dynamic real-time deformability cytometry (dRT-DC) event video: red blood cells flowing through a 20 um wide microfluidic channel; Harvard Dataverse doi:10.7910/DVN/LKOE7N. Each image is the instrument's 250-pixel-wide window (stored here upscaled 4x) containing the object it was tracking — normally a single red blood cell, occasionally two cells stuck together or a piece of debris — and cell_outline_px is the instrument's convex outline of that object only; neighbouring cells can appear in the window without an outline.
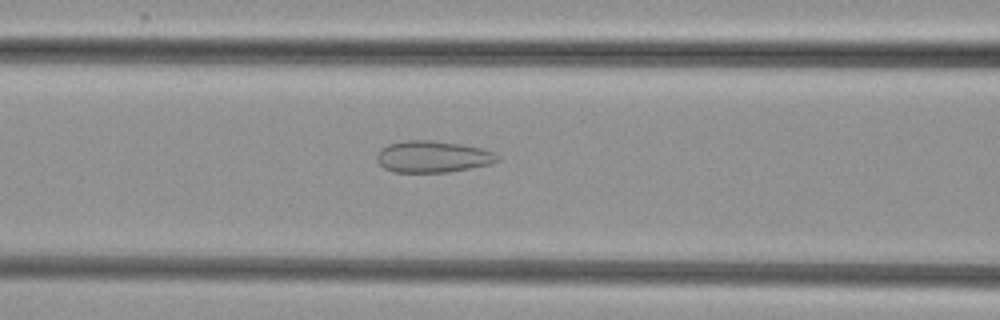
{"species": "common noctule bat (a hibernating species)", "species_latin": "Nyctalus noctula", "temperature_condition": "cold", "stored_images_in_passage": 29, "camera_frame_rate_fps": 3000, "um_per_image_px": 0.085, "animal": {"sex": "female", "body_mass_g": 29.2, "forearm_length_mm": 56.3}, "frame": {"image": 1, "passage_image": 7, "time_ms": 2.0, "image_size_px": [1000, 320], "cell_outline_px": [[500, 160], [488, 164], [448, 172], [392, 172], [384, 168], [376, 160], [376, 156], [380, 148], [388, 144], [404, 140], [432, 140], [460, 144], [480, 148], [496, 152], [500, 156]], "centroid_in_image_um": [36.75, 13.31], "position_along_channel_um": 129.8, "area_um2": 22.31}}
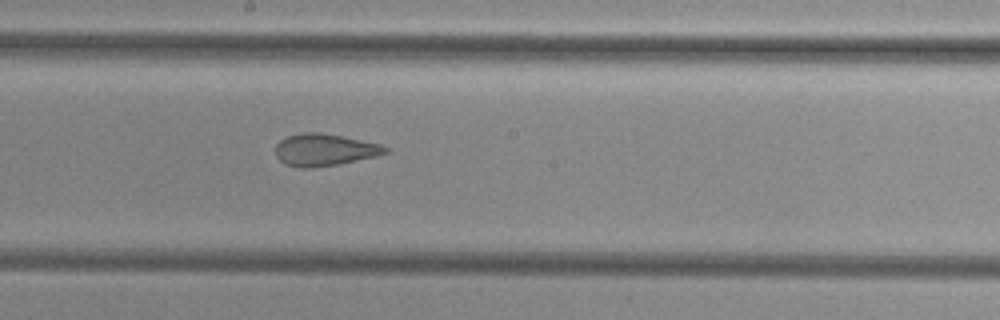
{"frame": {"image": 2, "passage_image": 14, "time_ms": 4.333, "image_size_px": [1000, 320], "cell_outline_px": [[388, 152], [376, 156], [336, 164], [312, 168], [300, 168], [284, 164], [276, 156], [276, 144], [280, 140], [288, 136], [300, 132], [320, 132], [380, 144], [388, 148]], "centroid_in_image_um": [27.53, 12.73], "position_along_channel_um": 220.7, "area_um2": 20.35}}
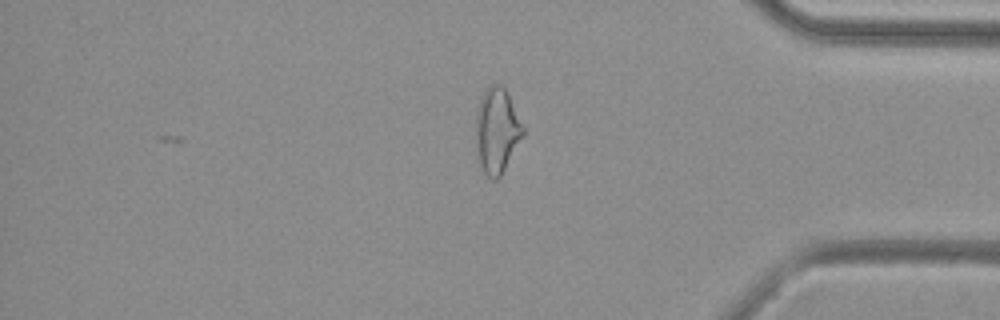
{"frame": {"image": 3, "passage_image": 29, "time_ms": 9.333, "image_size_px": [1000, 320], "cell_outline_px": [[524, 132], [500, 176], [496, 180], [492, 180], [484, 172], [480, 164], [476, 140], [476, 112], [484, 88], [496, 80], [504, 84], [508, 92], [524, 128]], "centroid_in_image_um": [42.22, 10.99], "position_along_channel_um": 393.0, "area_um2": 23.41}}